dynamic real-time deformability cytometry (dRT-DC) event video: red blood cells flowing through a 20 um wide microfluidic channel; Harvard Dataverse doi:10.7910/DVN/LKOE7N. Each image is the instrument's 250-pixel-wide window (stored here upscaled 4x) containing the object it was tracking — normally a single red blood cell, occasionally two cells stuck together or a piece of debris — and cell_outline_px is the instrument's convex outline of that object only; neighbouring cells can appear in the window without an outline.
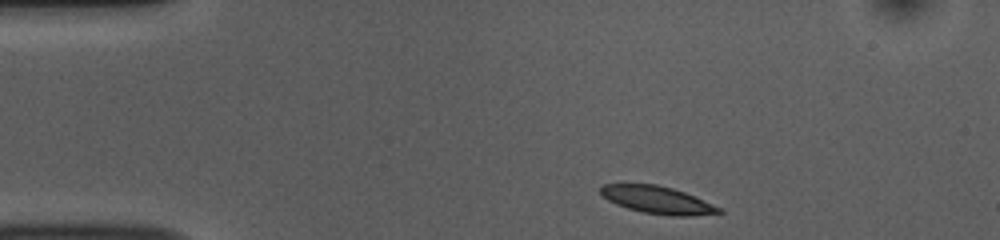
{"species": "common noctule bat (a hibernating species)", "species_latin": "Nyctalus noctula", "temperature_condition": "room temperature", "stored_images_in_passage": 45, "camera_frame_rate_fps": 3000, "um_per_image_px": 0.085, "animal": {"sex": "female", "body_mass_g": 10.0, "forearm_length_mm": 53.1}, "frame": {"image": 1, "passage_image": 1, "time_ms": 0.0, "image_size_px": [1000, 240], "cell_outline_px": [[724, 212], [692, 216], [672, 216], [644, 212], [628, 208], [616, 204], [608, 200], [600, 192], [600, 184], [656, 184], [672, 188], [684, 192], [724, 208]], "centroid_in_image_um": [55.92, 16.99], "position_along_channel_um": 29.1, "area_um2": 18.9}}
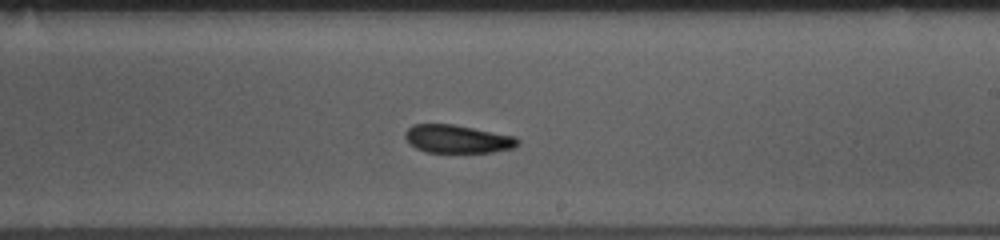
{"frame": {"image": 2, "passage_image": 23, "time_ms": 7.333, "image_size_px": [1000, 240], "cell_outline_px": [[520, 144], [516, 148], [492, 152], [424, 152], [416, 148], [404, 136], [404, 132], [412, 124], [452, 124], [516, 136], [520, 140]], "centroid_in_image_um": [38.93, 11.81], "position_along_channel_um": 250.1, "area_um2": 18.55}}
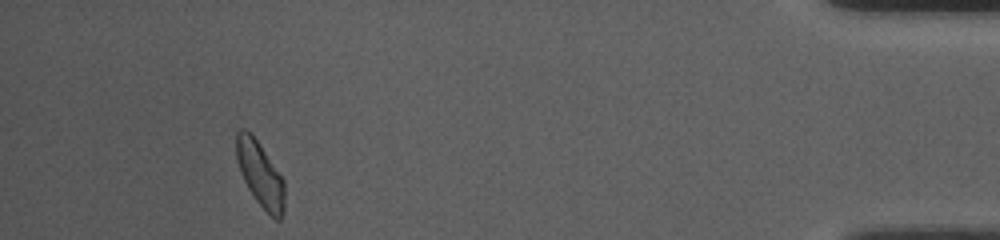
{"frame": {"image": 3, "passage_image": 41, "time_ms": 13.333, "image_size_px": [1000, 240], "cell_outline_px": [[284, 208], [280, 220], [276, 220], [256, 200], [248, 188], [240, 172], [236, 160], [236, 132], [240, 128], [244, 128], [252, 132], [284, 180]], "centroid_in_image_um": [22.09, 14.75], "position_along_channel_um": 413.1, "area_um2": 18.26}, "authors_computed_cell_mechanics": {"area_um2": 18.9006, "velocity_mm_per_s": 3.7401, "shape_relaxation_time_tau1_ms": 6.3185, "shape_relaxation_time_tau2_ms": 9.9371, "deformation_change_tau1": 0.1496, "deformation_change_tau2": 0.1481}}